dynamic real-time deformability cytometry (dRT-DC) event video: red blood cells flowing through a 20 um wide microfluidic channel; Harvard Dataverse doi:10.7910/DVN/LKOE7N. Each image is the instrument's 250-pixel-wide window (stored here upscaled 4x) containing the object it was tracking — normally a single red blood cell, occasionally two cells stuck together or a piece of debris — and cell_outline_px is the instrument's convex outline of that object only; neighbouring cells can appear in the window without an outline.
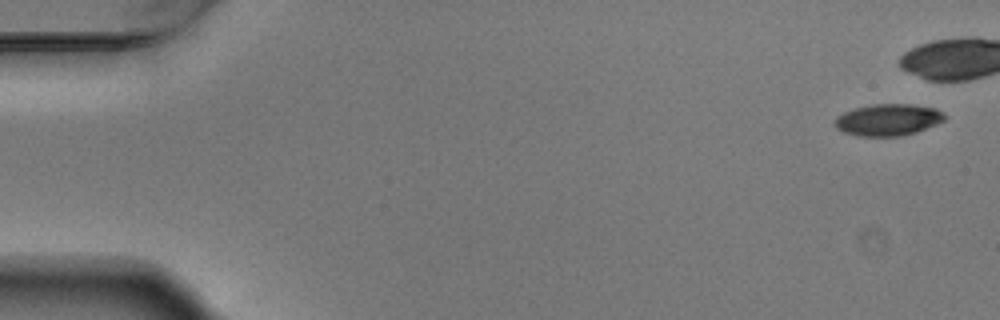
{"species": "Egyptian fruit bat (a non-hibernating species)", "species_latin": "Rousettus aegyptiacus", "temperature_condition": "warm", "stored_images_in_passage": 6, "camera_frame_rate_fps": 3000, "um_per_image_px": 0.085, "animal": {"sex": "male"}, "frame": {"image": 1, "passage_image": 1, "time_ms": 0.0, "image_size_px": [1000, 320], "cell_outline_px": [[944, 120], [936, 124], [916, 132], [900, 136], [860, 136], [844, 132], [836, 128], [832, 124], [836, 116], [844, 112], [856, 108], [872, 104], [908, 104], [936, 108], [944, 112]], "centroid_in_image_um": [75.45, 10.18], "position_along_channel_um": 9.5, "area_um2": 20.29}}